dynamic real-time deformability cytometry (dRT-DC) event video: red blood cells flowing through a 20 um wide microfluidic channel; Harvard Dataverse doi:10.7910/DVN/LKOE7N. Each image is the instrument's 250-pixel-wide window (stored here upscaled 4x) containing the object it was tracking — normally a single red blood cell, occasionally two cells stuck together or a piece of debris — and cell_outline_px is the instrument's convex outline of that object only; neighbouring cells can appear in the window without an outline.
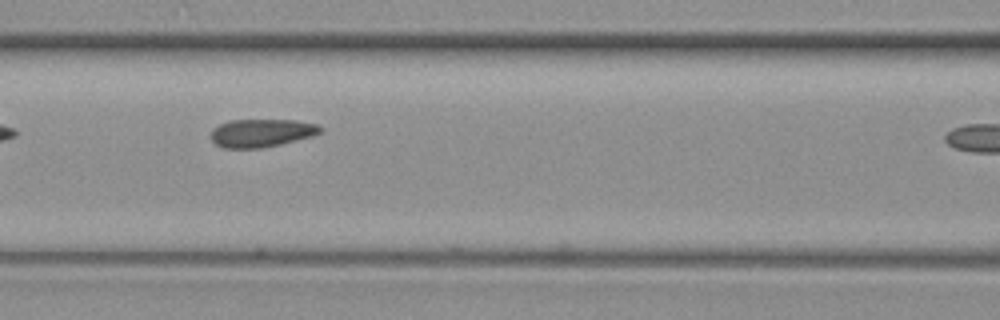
{"species": "common noctule bat (a hibernating species)", "species_latin": "Nyctalus noctula", "temperature_condition": "warm", "stored_images_in_passage": 14, "camera_frame_rate_fps": 3000, "um_per_image_px": 0.085, "animal": {"sex": "female", "body_mass_g": 19.3, "forearm_length_mm": 54.1}, "frame": {"image": 1, "passage_image": 7, "time_ms": 2.0, "image_size_px": [1000, 320], "cell_outline_px": [[324, 128], [320, 132], [312, 136], [280, 144], [260, 148], [224, 148], [216, 144], [212, 140], [212, 128], [228, 120], [296, 120], [316, 124]], "centroid_in_image_um": [22.22, 11.29], "position_along_channel_um": 144.4, "area_um2": 17.8}}
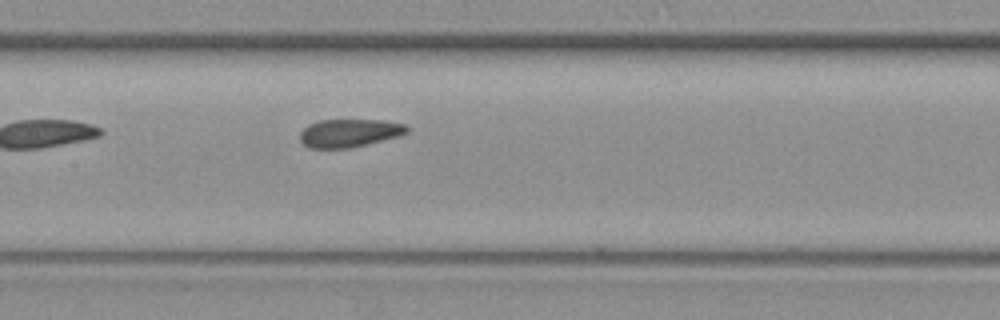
{"frame": {"image": 2, "passage_image": 10, "time_ms": 3.0, "image_size_px": [1000, 320], "cell_outline_px": [[408, 132], [396, 136], [352, 148], [308, 148], [300, 140], [300, 132], [308, 124], [320, 120], [380, 120], [404, 124], [408, 128]], "centroid_in_image_um": [29.64, 11.31], "position_along_channel_um": 177.8, "area_um2": 17.34}}